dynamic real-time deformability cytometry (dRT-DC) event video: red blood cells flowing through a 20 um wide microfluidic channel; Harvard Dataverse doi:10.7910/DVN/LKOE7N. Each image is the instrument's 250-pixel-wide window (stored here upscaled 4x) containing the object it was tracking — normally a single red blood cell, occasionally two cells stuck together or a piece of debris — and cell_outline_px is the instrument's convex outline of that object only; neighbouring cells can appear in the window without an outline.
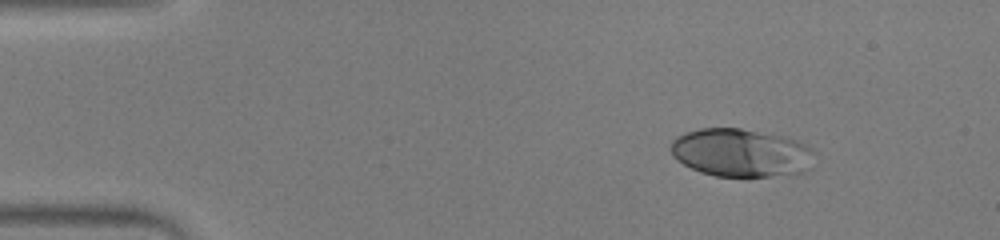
{"species": "human", "species_latin": "Homo sapiens", "temperature_condition": "warm", "stored_images_in_passage": 46, "camera_frame_rate_fps": 3000, "um_per_image_px": 0.085, "donor": {"sex": "male"}, "frame": {"image": 1, "passage_image": 1, "time_ms": 0.0, "image_size_px": [1000, 240], "cell_outline_px": [[816, 152], [800, 172], [748, 180], [716, 176], [700, 172], [676, 160], [672, 156], [668, 148], [672, 140], [676, 136], [700, 128], [740, 128], [788, 136], [808, 144]], "centroid_in_image_um": [62.94, 13.0], "position_along_channel_um": 22.1, "area_um2": 41.27}}
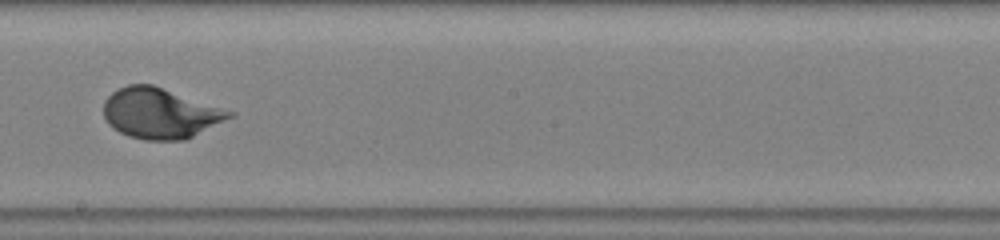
{"frame": {"image": 2, "passage_image": 24, "time_ms": 7.667, "image_size_px": [1000, 240], "cell_outline_px": [[236, 116], [184, 140], [144, 140], [128, 136], [120, 132], [108, 124], [104, 116], [104, 100], [112, 92], [128, 84], [152, 84], [236, 112]], "centroid_in_image_um": [13.64, 9.63], "position_along_channel_um": 234.6, "area_um2": 37.05}}
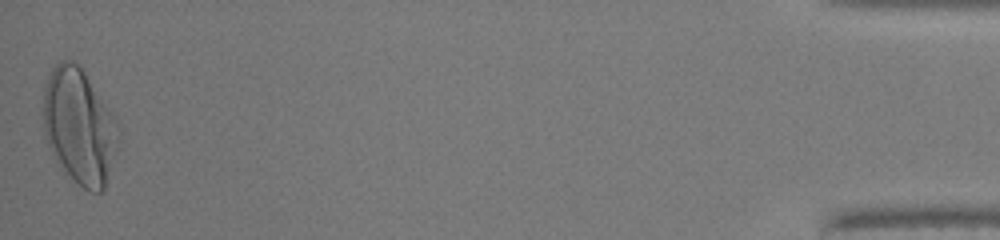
{"frame": {"image": 3, "passage_image": 46, "time_ms": 15.0, "image_size_px": [1000, 240], "cell_outline_px": [[120, 140], [104, 188], [100, 192], [88, 192], [64, 168], [48, 144], [44, 132], [44, 88], [48, 76], [52, 68], [60, 60], [72, 60], [80, 64], [112, 112], [120, 128]], "centroid_in_image_um": [6.78, 10.67], "position_along_channel_um": 428.4, "area_um2": 50.11}, "authors_computed_cell_mechanics": {"area_um2": 36.703, "velocity_mm_per_s": 3.921, "shape_relaxation_time_tau1_ms": 3.1487, "shape_relaxation_time_tau2_ms": null, "deformation_change_tau1": 0.2237, "deformation_change_tau2": null}}